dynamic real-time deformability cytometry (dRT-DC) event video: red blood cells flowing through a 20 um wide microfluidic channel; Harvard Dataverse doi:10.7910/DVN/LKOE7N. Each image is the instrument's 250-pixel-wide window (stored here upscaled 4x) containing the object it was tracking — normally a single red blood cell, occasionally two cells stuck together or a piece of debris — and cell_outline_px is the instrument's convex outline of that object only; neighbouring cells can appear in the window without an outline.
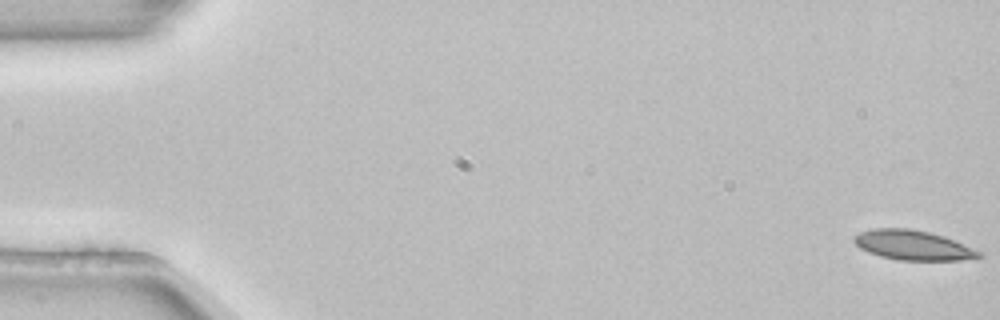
{"species": "common noctule bat (a hibernating species)", "species_latin": "Nyctalus noctula", "temperature_condition": "room temperature", "stored_images_in_passage": 54, "camera_frame_rate_fps": 3000, "um_per_image_px": 0.085, "animal": {"sex": "female", "body_mass_g": 22.7, "forearm_length_mm": 54.2}, "frame": {"image": 1, "passage_image": 1, "time_ms": 0.0, "image_size_px": [1000, 320], "cell_outline_px": [[984, 256], [976, 260], [900, 260], [880, 256], [868, 252], [860, 248], [852, 240], [852, 236], [860, 232], [872, 228], [908, 228], [928, 232], [944, 236], [984, 252]], "centroid_in_image_um": [77.65, 20.85], "position_along_channel_um": 7.3, "area_um2": 21.96}}
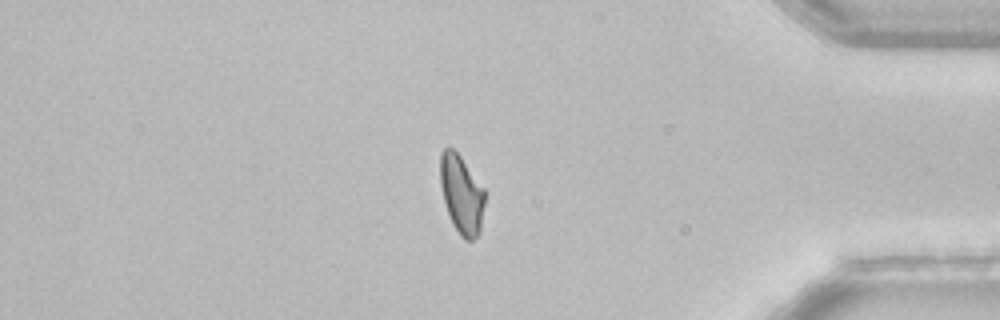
{"frame": {"image": 2, "passage_image": 46, "time_ms": 15.0, "image_size_px": [1000, 320], "cell_outline_px": [[484, 204], [480, 232], [472, 240], [464, 240], [460, 236], [452, 224], [444, 200], [440, 184], [440, 152], [444, 148], [452, 148], [460, 156], [484, 188]], "centroid_in_image_um": [39.22, 16.53], "position_along_channel_um": 396.0, "area_um2": 20.29}}
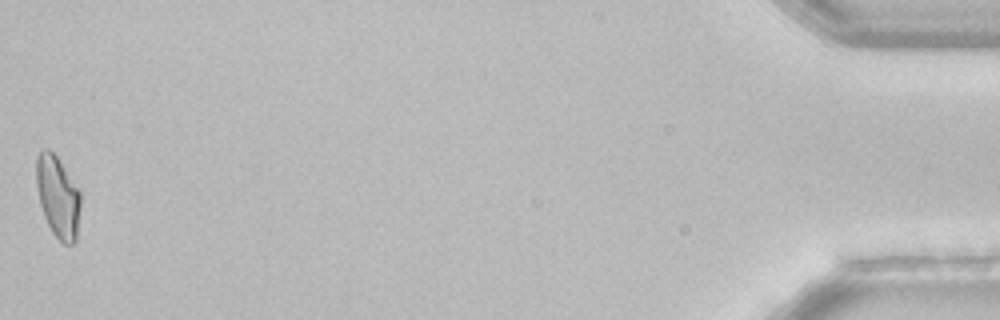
{"frame": {"image": 3, "passage_image": 54, "time_ms": 17.667, "image_size_px": [1000, 320], "cell_outline_px": [[80, 208], [76, 240], [72, 244], [64, 244], [52, 232], [44, 216], [40, 204], [36, 184], [36, 156], [44, 148], [48, 148], [56, 156], [80, 192]], "centroid_in_image_um": [4.9, 16.73], "position_along_channel_um": 430.3, "area_um2": 20.81}, "authors_computed_cell_mechanics": {"area_um2": 21.7039, "velocity_mm_per_s": 3.8422, "shape_relaxation_time_tau1_ms": 5.0728, "shape_relaxation_time_tau2_ms": 2.2216, "deformation_change_tau1": 0.1136, "deformation_change_tau2": 0.0677}}